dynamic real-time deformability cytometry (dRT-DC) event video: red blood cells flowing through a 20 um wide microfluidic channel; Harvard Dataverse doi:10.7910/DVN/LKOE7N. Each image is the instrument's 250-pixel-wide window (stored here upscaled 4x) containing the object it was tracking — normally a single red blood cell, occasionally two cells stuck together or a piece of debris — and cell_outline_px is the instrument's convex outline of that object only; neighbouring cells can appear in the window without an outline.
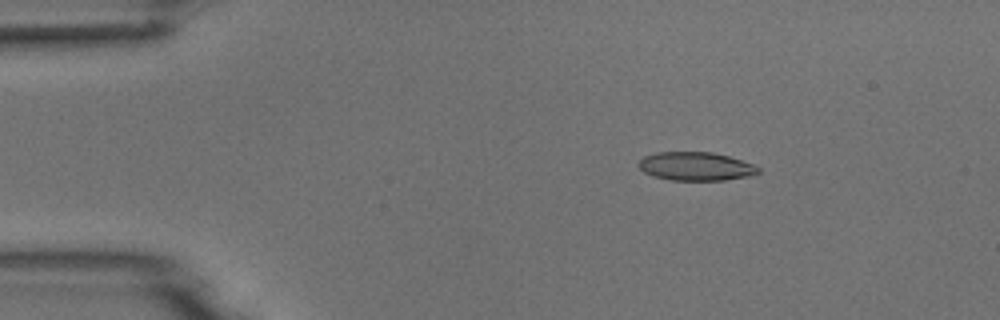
{"species": "common noctule bat (a hibernating species)", "species_latin": "Nyctalus noctula", "temperature_condition": "room temperature", "stored_images_in_passage": 4, "camera_frame_rate_fps": 3000, "um_per_image_px": 0.085, "animal": {"sex": "male", "body_mass_g": 18.8}, "frame": {"image": 1, "passage_image": 3, "time_ms": 2.333, "image_size_px": [1000, 320], "cell_outline_px": [[760, 172], [748, 176], [724, 180], [672, 180], [652, 176], [644, 172], [636, 164], [644, 156], [656, 152], [712, 152], [728, 156], [756, 164], [760, 168]], "centroid_in_image_um": [59.14, 14.13], "position_along_channel_um": 25.9, "area_um2": 20.0}}